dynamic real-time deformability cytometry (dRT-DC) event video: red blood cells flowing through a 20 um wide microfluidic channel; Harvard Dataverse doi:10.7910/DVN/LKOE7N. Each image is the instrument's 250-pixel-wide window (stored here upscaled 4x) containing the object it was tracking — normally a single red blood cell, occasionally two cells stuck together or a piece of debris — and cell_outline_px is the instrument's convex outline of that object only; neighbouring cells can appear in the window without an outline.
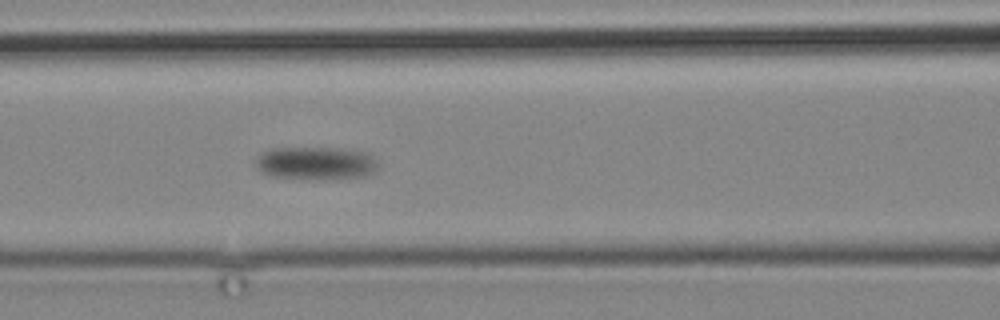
{"species": "common noctule bat (a hibernating species)", "species_latin": "Nyctalus noctula", "temperature_condition": "cold", "stored_images_in_passage": 6, "camera_frame_rate_fps": 3000, "um_per_image_px": 0.085, "animal": {"sex": "male", "body_mass_g": 19.2, "forearm_length_mm": 51.8}, "frame": {"image": 1, "passage_image": 6, "time_ms": 6.667, "image_size_px": [1000, 320], "cell_outline_px": [[376, 168], [372, 172], [364, 176], [328, 180], [300, 180], [272, 176], [256, 168], [256, 156], [260, 152], [272, 148], [352, 148], [368, 152], [376, 160]], "centroid_in_image_um": [26.83, 13.88], "position_along_channel_um": 139.8, "area_um2": 24.22}}